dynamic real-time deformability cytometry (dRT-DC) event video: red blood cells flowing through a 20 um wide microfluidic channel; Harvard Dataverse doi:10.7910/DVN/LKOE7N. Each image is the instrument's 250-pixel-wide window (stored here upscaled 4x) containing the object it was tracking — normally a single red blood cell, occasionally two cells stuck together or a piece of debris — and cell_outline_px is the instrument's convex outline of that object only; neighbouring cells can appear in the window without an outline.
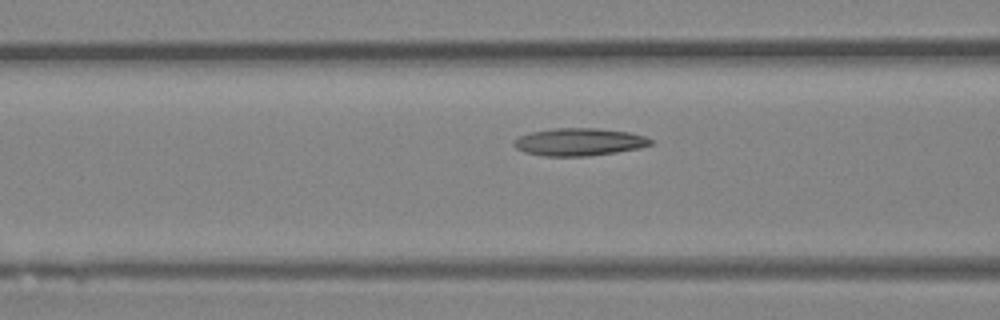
{"species": "Egyptian fruit bat (a non-hibernating species)", "species_latin": "Rousettus aegyptiacus", "temperature_condition": "room temperature", "stored_images_in_passage": 18, "camera_frame_rate_fps": 3000, "um_per_image_px": 0.085, "animal": {"sex": "female"}, "frame": {"image": 1, "passage_image": 16, "time_ms": 5.0, "image_size_px": [1000, 320], "cell_outline_px": [[652, 144], [640, 148], [616, 152], [588, 156], [544, 156], [524, 152], [516, 148], [512, 144], [512, 140], [520, 136], [532, 132], [556, 128], [596, 128], [628, 132], [644, 136], [652, 140]], "centroid_in_image_um": [49.2, 12.07], "position_along_channel_um": 117.4, "area_um2": 21.91}}